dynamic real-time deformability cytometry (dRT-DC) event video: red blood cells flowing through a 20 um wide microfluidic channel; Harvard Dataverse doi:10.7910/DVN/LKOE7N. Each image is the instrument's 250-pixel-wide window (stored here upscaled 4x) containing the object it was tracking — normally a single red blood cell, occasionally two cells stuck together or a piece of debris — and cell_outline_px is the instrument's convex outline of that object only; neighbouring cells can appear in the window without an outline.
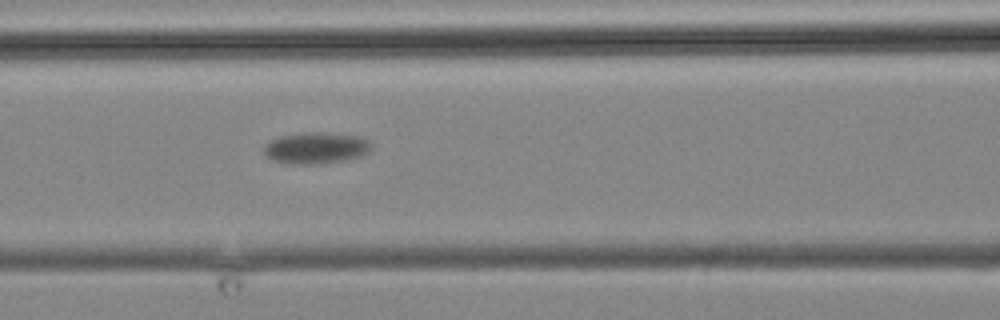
{"species": "common noctule bat (a hibernating species)", "species_latin": "Nyctalus noctula", "temperature_condition": "cold", "stored_images_in_passage": 6, "camera_frame_rate_fps": 3000, "um_per_image_px": 0.085, "animal": {"sex": "male", "body_mass_g": 19.2, "forearm_length_mm": 51.8}, "frame": {"image": 1, "passage_image": 6, "time_ms": 5.667, "image_size_px": [1000, 320], "cell_outline_px": [[372, 144], [368, 152], [360, 156], [340, 160], [308, 164], [292, 164], [272, 160], [264, 156], [264, 144], [268, 140], [280, 136], [308, 132], [324, 132], [364, 136]], "centroid_in_image_um": [26.82, 12.55], "position_along_channel_um": 139.8, "area_um2": 19.71}}